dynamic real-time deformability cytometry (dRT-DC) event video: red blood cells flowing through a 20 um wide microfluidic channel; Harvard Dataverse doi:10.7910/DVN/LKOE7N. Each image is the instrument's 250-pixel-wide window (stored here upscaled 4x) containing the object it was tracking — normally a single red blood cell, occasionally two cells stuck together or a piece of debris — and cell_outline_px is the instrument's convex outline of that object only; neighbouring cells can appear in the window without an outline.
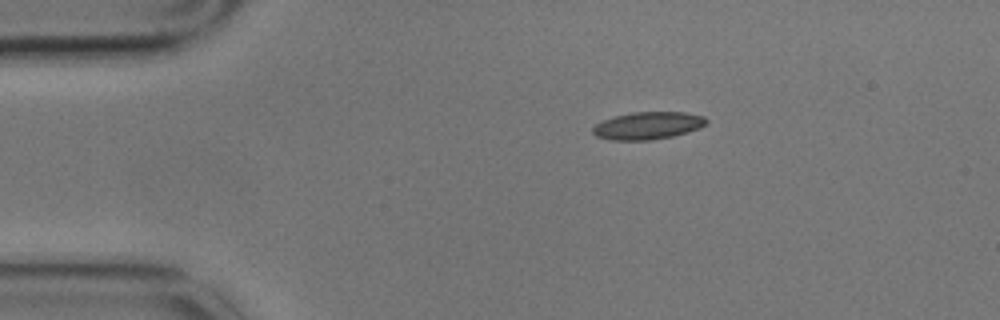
{"species": "common noctule bat (a hibernating species)", "species_latin": "Nyctalus noctula", "temperature_condition": "cold", "stored_images_in_passage": 49, "camera_frame_rate_fps": 3000, "um_per_image_px": 0.085, "animal": {"sex": "male", "body_mass_g": 17.9}, "frame": {"image": 1, "passage_image": 1, "time_ms": 0.0, "image_size_px": [1000, 320], "cell_outline_px": [[708, 120], [700, 128], [688, 132], [672, 136], [652, 140], [612, 140], [596, 136], [592, 132], [592, 128], [596, 124], [604, 120], [616, 116], [632, 112], [684, 112], [704, 116]], "centroid_in_image_um": [55.07, 10.68], "position_along_channel_um": 29.9, "area_um2": 18.09}}
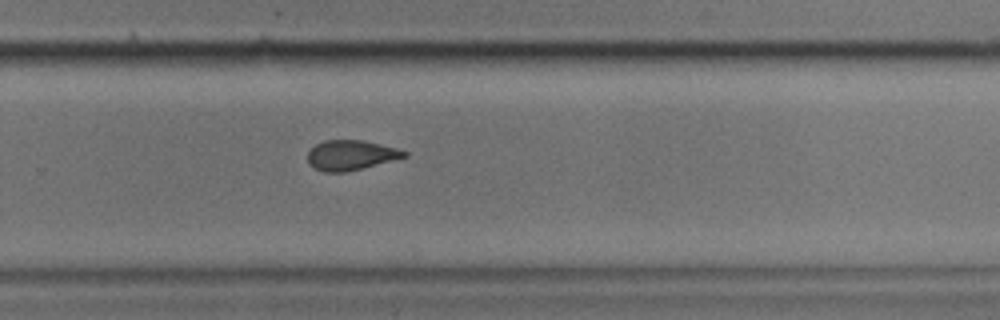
{"frame": {"image": 2, "passage_image": 29, "time_ms": 9.333, "image_size_px": [1000, 320], "cell_outline_px": [[408, 156], [344, 172], [324, 172], [312, 168], [308, 164], [308, 152], [316, 144], [324, 140], [364, 140], [396, 148], [408, 152]], "centroid_in_image_um": [29.78, 13.18], "position_along_channel_um": 300.0, "area_um2": 16.7}}
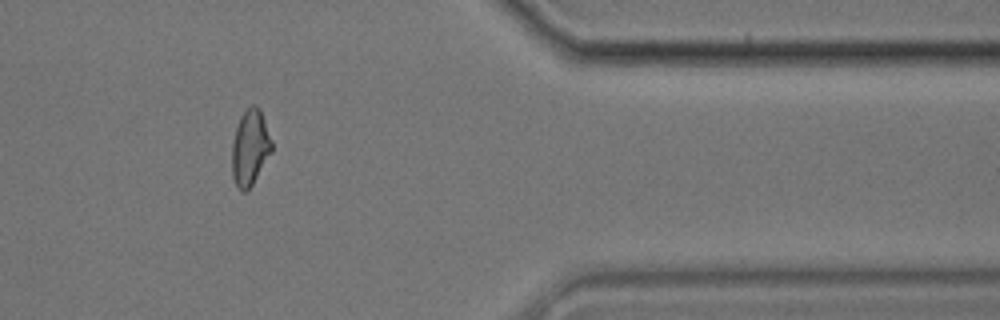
{"frame": {"image": 3, "passage_image": 39, "time_ms": 12.667, "image_size_px": [1000, 320], "cell_outline_px": [[272, 152], [248, 192], [240, 192], [236, 188], [232, 176], [232, 140], [240, 116], [252, 104], [256, 104], [260, 108], [272, 140]], "centroid_in_image_um": [21.25, 12.59], "position_along_channel_um": 390.1, "area_um2": 17.92}, "authors_computed_cell_mechanics": {"area_um2": 17.918, "velocity_mm_per_s": 3.3887, "shape_relaxation_time_tau1_ms": null, "shape_relaxation_time_tau2_ms": 3.2994, "deformation_change_tau1": null, "deformation_change_tau2": 0.0992}}